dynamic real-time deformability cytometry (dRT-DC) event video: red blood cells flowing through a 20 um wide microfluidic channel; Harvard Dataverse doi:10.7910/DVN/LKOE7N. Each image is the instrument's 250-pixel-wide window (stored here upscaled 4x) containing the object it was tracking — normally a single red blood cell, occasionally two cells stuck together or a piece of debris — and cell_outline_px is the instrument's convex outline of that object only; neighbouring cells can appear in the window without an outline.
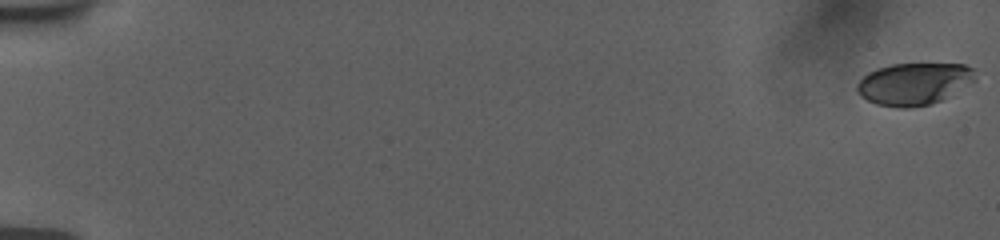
{"species": "human", "species_latin": "Homo sapiens", "temperature_condition": "room temperature", "stored_images_in_passage": 58, "segment_of_instrument_passage": [1, 2], "camera_frame_rate_fps": 3000, "um_per_image_px": 0.085, "donor": {"sex": "female"}, "frame": {"image": 1, "passage_image": 1, "time_ms": 0.0, "image_size_px": [1000, 240], "cell_outline_px": [[976, 80], [940, 100], [932, 104], [908, 108], [900, 108], [876, 104], [860, 96], [856, 92], [856, 84], [868, 72], [876, 68], [892, 64], [964, 64], [976, 68]], "centroid_in_image_um": [77.68, 7.11], "position_along_channel_um": 7.3, "area_um2": 29.13}}
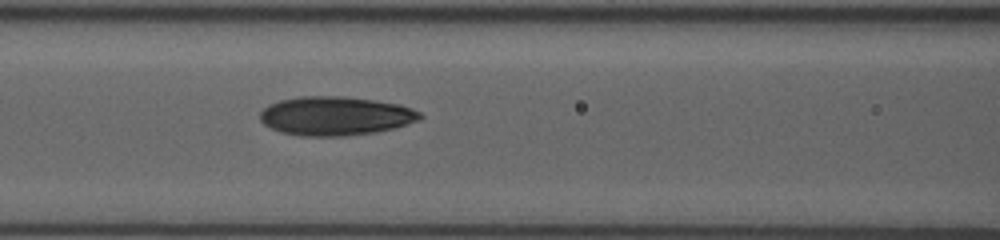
{"frame": {"image": 2, "passage_image": 27, "time_ms": 8.667, "image_size_px": [1000, 240], "cell_outline_px": [[424, 116], [416, 120], [392, 128], [376, 132], [344, 136], [300, 136], [280, 132], [264, 124], [260, 120], [260, 112], [268, 104], [280, 100], [300, 96], [340, 96], [372, 100], [400, 104], [412, 108], [420, 112]], "centroid_in_image_um": [28.47, 9.85], "position_along_channel_um": 138.1, "area_um2": 36.13}}
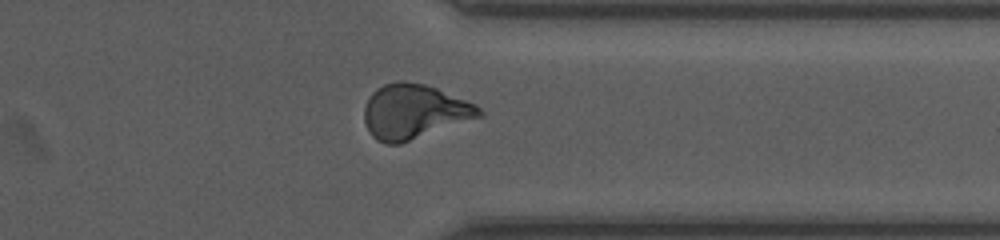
{"frame": {"image": 3, "passage_image": 46, "time_ms": 15.0, "image_size_px": [1000, 240], "cell_outline_px": [[484, 116], [400, 144], [388, 144], [376, 140], [368, 132], [364, 120], [364, 108], [372, 92], [376, 88], [384, 84], [396, 80], [404, 80], [424, 84], [436, 88], [476, 104], [484, 112]], "centroid_in_image_um": [35.2, 9.49], "position_along_channel_um": 376.2, "area_um2": 36.82}}